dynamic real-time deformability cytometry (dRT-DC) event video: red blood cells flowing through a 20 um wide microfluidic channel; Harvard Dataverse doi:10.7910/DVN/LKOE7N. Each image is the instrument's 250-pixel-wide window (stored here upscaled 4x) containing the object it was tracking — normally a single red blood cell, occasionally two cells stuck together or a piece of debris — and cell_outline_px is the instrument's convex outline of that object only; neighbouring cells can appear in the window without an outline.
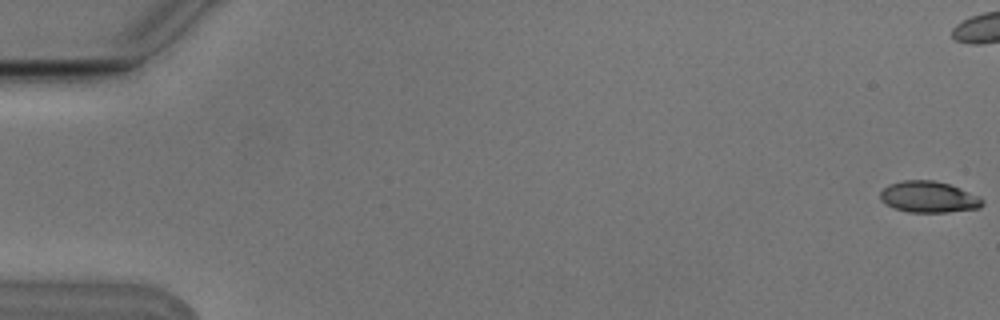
{"species": "Egyptian fruit bat (a non-hibernating species)", "species_latin": "Rousettus aegyptiacus", "temperature_condition": "cold", "stored_images_in_passage": 6, "camera_frame_rate_fps": 3000, "um_per_image_px": 0.085, "animal": {"sex": "male"}, "frame": {"image": 1, "passage_image": 1, "time_ms": 0.0, "image_size_px": [1000, 320], "cell_outline_px": [[984, 204], [980, 208], [948, 212], [908, 212], [884, 204], [880, 200], [880, 192], [888, 184], [904, 180], [932, 180], [948, 184], [960, 188], [980, 196], [984, 200]], "centroid_in_image_um": [78.95, 16.74], "position_along_channel_um": 6.1, "area_um2": 18.73}}